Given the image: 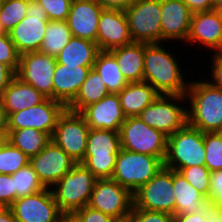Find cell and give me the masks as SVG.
<instances>
[{"instance_id":"12","label":"cell","mask_w":222,"mask_h":222,"mask_svg":"<svg viewBox=\"0 0 222 222\" xmlns=\"http://www.w3.org/2000/svg\"><path fill=\"white\" fill-rule=\"evenodd\" d=\"M48 21L43 7L35 0H28L26 16L8 32L19 54L39 51Z\"/></svg>"},{"instance_id":"17","label":"cell","mask_w":222,"mask_h":222,"mask_svg":"<svg viewBox=\"0 0 222 222\" xmlns=\"http://www.w3.org/2000/svg\"><path fill=\"white\" fill-rule=\"evenodd\" d=\"M29 163L46 188H53L52 186L77 164L53 140L36 156L31 157Z\"/></svg>"},{"instance_id":"40","label":"cell","mask_w":222,"mask_h":222,"mask_svg":"<svg viewBox=\"0 0 222 222\" xmlns=\"http://www.w3.org/2000/svg\"><path fill=\"white\" fill-rule=\"evenodd\" d=\"M132 222H174V216L165 212L132 208L128 216Z\"/></svg>"},{"instance_id":"27","label":"cell","mask_w":222,"mask_h":222,"mask_svg":"<svg viewBox=\"0 0 222 222\" xmlns=\"http://www.w3.org/2000/svg\"><path fill=\"white\" fill-rule=\"evenodd\" d=\"M160 94L147 82L128 83L119 93L120 104L126 117L138 116Z\"/></svg>"},{"instance_id":"26","label":"cell","mask_w":222,"mask_h":222,"mask_svg":"<svg viewBox=\"0 0 222 222\" xmlns=\"http://www.w3.org/2000/svg\"><path fill=\"white\" fill-rule=\"evenodd\" d=\"M128 83L142 82L144 76V42H132L110 50Z\"/></svg>"},{"instance_id":"43","label":"cell","mask_w":222,"mask_h":222,"mask_svg":"<svg viewBox=\"0 0 222 222\" xmlns=\"http://www.w3.org/2000/svg\"><path fill=\"white\" fill-rule=\"evenodd\" d=\"M73 214L80 222H114L116 220L112 216L92 209L89 206L78 209Z\"/></svg>"},{"instance_id":"7","label":"cell","mask_w":222,"mask_h":222,"mask_svg":"<svg viewBox=\"0 0 222 222\" xmlns=\"http://www.w3.org/2000/svg\"><path fill=\"white\" fill-rule=\"evenodd\" d=\"M119 134L122 149L156 156L164 162L168 137L148 126L139 116L126 117Z\"/></svg>"},{"instance_id":"31","label":"cell","mask_w":222,"mask_h":222,"mask_svg":"<svg viewBox=\"0 0 222 222\" xmlns=\"http://www.w3.org/2000/svg\"><path fill=\"white\" fill-rule=\"evenodd\" d=\"M93 69L99 73L109 93L118 94L128 84L110 51L98 52Z\"/></svg>"},{"instance_id":"42","label":"cell","mask_w":222,"mask_h":222,"mask_svg":"<svg viewBox=\"0 0 222 222\" xmlns=\"http://www.w3.org/2000/svg\"><path fill=\"white\" fill-rule=\"evenodd\" d=\"M209 205L222 207V170L211 172Z\"/></svg>"},{"instance_id":"37","label":"cell","mask_w":222,"mask_h":222,"mask_svg":"<svg viewBox=\"0 0 222 222\" xmlns=\"http://www.w3.org/2000/svg\"><path fill=\"white\" fill-rule=\"evenodd\" d=\"M195 189L209 197L211 171L204 166H191L177 170Z\"/></svg>"},{"instance_id":"45","label":"cell","mask_w":222,"mask_h":222,"mask_svg":"<svg viewBox=\"0 0 222 222\" xmlns=\"http://www.w3.org/2000/svg\"><path fill=\"white\" fill-rule=\"evenodd\" d=\"M136 0H97L103 9L124 11L129 8Z\"/></svg>"},{"instance_id":"53","label":"cell","mask_w":222,"mask_h":222,"mask_svg":"<svg viewBox=\"0 0 222 222\" xmlns=\"http://www.w3.org/2000/svg\"><path fill=\"white\" fill-rule=\"evenodd\" d=\"M8 141V131H0V148Z\"/></svg>"},{"instance_id":"25","label":"cell","mask_w":222,"mask_h":222,"mask_svg":"<svg viewBox=\"0 0 222 222\" xmlns=\"http://www.w3.org/2000/svg\"><path fill=\"white\" fill-rule=\"evenodd\" d=\"M173 192L175 193V215L200 212L209 205L208 198L195 189L178 171L174 170Z\"/></svg>"},{"instance_id":"56","label":"cell","mask_w":222,"mask_h":222,"mask_svg":"<svg viewBox=\"0 0 222 222\" xmlns=\"http://www.w3.org/2000/svg\"><path fill=\"white\" fill-rule=\"evenodd\" d=\"M217 10L220 13V16H221V19H222V6H220Z\"/></svg>"},{"instance_id":"20","label":"cell","mask_w":222,"mask_h":222,"mask_svg":"<svg viewBox=\"0 0 222 222\" xmlns=\"http://www.w3.org/2000/svg\"><path fill=\"white\" fill-rule=\"evenodd\" d=\"M102 6L97 0H72L67 24L72 36L96 43Z\"/></svg>"},{"instance_id":"46","label":"cell","mask_w":222,"mask_h":222,"mask_svg":"<svg viewBox=\"0 0 222 222\" xmlns=\"http://www.w3.org/2000/svg\"><path fill=\"white\" fill-rule=\"evenodd\" d=\"M174 222H208L207 208L193 214L174 215Z\"/></svg>"},{"instance_id":"30","label":"cell","mask_w":222,"mask_h":222,"mask_svg":"<svg viewBox=\"0 0 222 222\" xmlns=\"http://www.w3.org/2000/svg\"><path fill=\"white\" fill-rule=\"evenodd\" d=\"M8 141L29 158L36 156L51 141L48 133L33 128L8 129Z\"/></svg>"},{"instance_id":"10","label":"cell","mask_w":222,"mask_h":222,"mask_svg":"<svg viewBox=\"0 0 222 222\" xmlns=\"http://www.w3.org/2000/svg\"><path fill=\"white\" fill-rule=\"evenodd\" d=\"M133 42L161 43V0H136L124 10Z\"/></svg>"},{"instance_id":"13","label":"cell","mask_w":222,"mask_h":222,"mask_svg":"<svg viewBox=\"0 0 222 222\" xmlns=\"http://www.w3.org/2000/svg\"><path fill=\"white\" fill-rule=\"evenodd\" d=\"M87 206L114 219H124L131 214L133 194L117 181L97 179Z\"/></svg>"},{"instance_id":"48","label":"cell","mask_w":222,"mask_h":222,"mask_svg":"<svg viewBox=\"0 0 222 222\" xmlns=\"http://www.w3.org/2000/svg\"><path fill=\"white\" fill-rule=\"evenodd\" d=\"M192 13L212 10V0H183Z\"/></svg>"},{"instance_id":"47","label":"cell","mask_w":222,"mask_h":222,"mask_svg":"<svg viewBox=\"0 0 222 222\" xmlns=\"http://www.w3.org/2000/svg\"><path fill=\"white\" fill-rule=\"evenodd\" d=\"M14 76L15 73L6 64L0 62V97Z\"/></svg>"},{"instance_id":"32","label":"cell","mask_w":222,"mask_h":222,"mask_svg":"<svg viewBox=\"0 0 222 222\" xmlns=\"http://www.w3.org/2000/svg\"><path fill=\"white\" fill-rule=\"evenodd\" d=\"M39 52L56 57L72 38L67 21L49 20Z\"/></svg>"},{"instance_id":"11","label":"cell","mask_w":222,"mask_h":222,"mask_svg":"<svg viewBox=\"0 0 222 222\" xmlns=\"http://www.w3.org/2000/svg\"><path fill=\"white\" fill-rule=\"evenodd\" d=\"M89 126L79 112L65 109L55 127L53 140L73 160L81 163L87 149Z\"/></svg>"},{"instance_id":"50","label":"cell","mask_w":222,"mask_h":222,"mask_svg":"<svg viewBox=\"0 0 222 222\" xmlns=\"http://www.w3.org/2000/svg\"><path fill=\"white\" fill-rule=\"evenodd\" d=\"M8 130V115L5 111L2 98L0 97V131Z\"/></svg>"},{"instance_id":"14","label":"cell","mask_w":222,"mask_h":222,"mask_svg":"<svg viewBox=\"0 0 222 222\" xmlns=\"http://www.w3.org/2000/svg\"><path fill=\"white\" fill-rule=\"evenodd\" d=\"M56 57L39 51L20 54L18 70L15 76L22 82L37 89L47 98L53 99V74Z\"/></svg>"},{"instance_id":"23","label":"cell","mask_w":222,"mask_h":222,"mask_svg":"<svg viewBox=\"0 0 222 222\" xmlns=\"http://www.w3.org/2000/svg\"><path fill=\"white\" fill-rule=\"evenodd\" d=\"M93 66L56 64L53 74V100L66 107L74 100Z\"/></svg>"},{"instance_id":"34","label":"cell","mask_w":222,"mask_h":222,"mask_svg":"<svg viewBox=\"0 0 222 222\" xmlns=\"http://www.w3.org/2000/svg\"><path fill=\"white\" fill-rule=\"evenodd\" d=\"M28 0H2L0 24L5 33L11 31L25 16Z\"/></svg>"},{"instance_id":"33","label":"cell","mask_w":222,"mask_h":222,"mask_svg":"<svg viewBox=\"0 0 222 222\" xmlns=\"http://www.w3.org/2000/svg\"><path fill=\"white\" fill-rule=\"evenodd\" d=\"M12 176L14 180V189L16 190V199L46 189L30 163L12 174Z\"/></svg>"},{"instance_id":"19","label":"cell","mask_w":222,"mask_h":222,"mask_svg":"<svg viewBox=\"0 0 222 222\" xmlns=\"http://www.w3.org/2000/svg\"><path fill=\"white\" fill-rule=\"evenodd\" d=\"M90 129L119 131L126 119L118 94L110 93L79 112Z\"/></svg>"},{"instance_id":"3","label":"cell","mask_w":222,"mask_h":222,"mask_svg":"<svg viewBox=\"0 0 222 222\" xmlns=\"http://www.w3.org/2000/svg\"><path fill=\"white\" fill-rule=\"evenodd\" d=\"M97 178L83 164L77 163L51 189L63 214H71L88 205Z\"/></svg>"},{"instance_id":"44","label":"cell","mask_w":222,"mask_h":222,"mask_svg":"<svg viewBox=\"0 0 222 222\" xmlns=\"http://www.w3.org/2000/svg\"><path fill=\"white\" fill-rule=\"evenodd\" d=\"M212 78L213 85L222 89V50L213 53Z\"/></svg>"},{"instance_id":"8","label":"cell","mask_w":222,"mask_h":222,"mask_svg":"<svg viewBox=\"0 0 222 222\" xmlns=\"http://www.w3.org/2000/svg\"><path fill=\"white\" fill-rule=\"evenodd\" d=\"M183 100L186 102V96L159 95L138 116L148 126L169 137L188 124V108L175 104Z\"/></svg>"},{"instance_id":"49","label":"cell","mask_w":222,"mask_h":222,"mask_svg":"<svg viewBox=\"0 0 222 222\" xmlns=\"http://www.w3.org/2000/svg\"><path fill=\"white\" fill-rule=\"evenodd\" d=\"M207 221L222 222V207L207 206Z\"/></svg>"},{"instance_id":"28","label":"cell","mask_w":222,"mask_h":222,"mask_svg":"<svg viewBox=\"0 0 222 222\" xmlns=\"http://www.w3.org/2000/svg\"><path fill=\"white\" fill-rule=\"evenodd\" d=\"M99 51L97 43L72 36L56 56V62L64 65L94 66Z\"/></svg>"},{"instance_id":"9","label":"cell","mask_w":222,"mask_h":222,"mask_svg":"<svg viewBox=\"0 0 222 222\" xmlns=\"http://www.w3.org/2000/svg\"><path fill=\"white\" fill-rule=\"evenodd\" d=\"M133 208L175 215L173 170L162 167L146 184L133 193Z\"/></svg>"},{"instance_id":"18","label":"cell","mask_w":222,"mask_h":222,"mask_svg":"<svg viewBox=\"0 0 222 222\" xmlns=\"http://www.w3.org/2000/svg\"><path fill=\"white\" fill-rule=\"evenodd\" d=\"M132 42L124 11L103 9L98 22L96 39L99 50L110 51Z\"/></svg>"},{"instance_id":"4","label":"cell","mask_w":222,"mask_h":222,"mask_svg":"<svg viewBox=\"0 0 222 222\" xmlns=\"http://www.w3.org/2000/svg\"><path fill=\"white\" fill-rule=\"evenodd\" d=\"M120 145L119 131L90 129L83 164L97 179H111Z\"/></svg>"},{"instance_id":"24","label":"cell","mask_w":222,"mask_h":222,"mask_svg":"<svg viewBox=\"0 0 222 222\" xmlns=\"http://www.w3.org/2000/svg\"><path fill=\"white\" fill-rule=\"evenodd\" d=\"M7 115L24 110L44 102L47 97L33 86L14 76L2 95Z\"/></svg>"},{"instance_id":"21","label":"cell","mask_w":222,"mask_h":222,"mask_svg":"<svg viewBox=\"0 0 222 222\" xmlns=\"http://www.w3.org/2000/svg\"><path fill=\"white\" fill-rule=\"evenodd\" d=\"M192 12L183 0H161L162 41H187Z\"/></svg>"},{"instance_id":"5","label":"cell","mask_w":222,"mask_h":222,"mask_svg":"<svg viewBox=\"0 0 222 222\" xmlns=\"http://www.w3.org/2000/svg\"><path fill=\"white\" fill-rule=\"evenodd\" d=\"M205 165L204 133L189 124L167 138L164 167L177 171Z\"/></svg>"},{"instance_id":"16","label":"cell","mask_w":222,"mask_h":222,"mask_svg":"<svg viewBox=\"0 0 222 222\" xmlns=\"http://www.w3.org/2000/svg\"><path fill=\"white\" fill-rule=\"evenodd\" d=\"M9 208L16 222H59L63 214L50 188L18 198Z\"/></svg>"},{"instance_id":"2","label":"cell","mask_w":222,"mask_h":222,"mask_svg":"<svg viewBox=\"0 0 222 222\" xmlns=\"http://www.w3.org/2000/svg\"><path fill=\"white\" fill-rule=\"evenodd\" d=\"M188 124L203 133L222 132V89L210 81L190 82Z\"/></svg>"},{"instance_id":"29","label":"cell","mask_w":222,"mask_h":222,"mask_svg":"<svg viewBox=\"0 0 222 222\" xmlns=\"http://www.w3.org/2000/svg\"><path fill=\"white\" fill-rule=\"evenodd\" d=\"M109 93L99 73L91 68L87 78L80 87L74 100L67 106V109L80 112L86 106L100 101Z\"/></svg>"},{"instance_id":"39","label":"cell","mask_w":222,"mask_h":222,"mask_svg":"<svg viewBox=\"0 0 222 222\" xmlns=\"http://www.w3.org/2000/svg\"><path fill=\"white\" fill-rule=\"evenodd\" d=\"M46 11L48 20H67L72 0H35Z\"/></svg>"},{"instance_id":"57","label":"cell","mask_w":222,"mask_h":222,"mask_svg":"<svg viewBox=\"0 0 222 222\" xmlns=\"http://www.w3.org/2000/svg\"><path fill=\"white\" fill-rule=\"evenodd\" d=\"M4 208H6V207L0 203V212H1Z\"/></svg>"},{"instance_id":"58","label":"cell","mask_w":222,"mask_h":222,"mask_svg":"<svg viewBox=\"0 0 222 222\" xmlns=\"http://www.w3.org/2000/svg\"><path fill=\"white\" fill-rule=\"evenodd\" d=\"M2 33H5V32L3 31L1 24H0V34H2Z\"/></svg>"},{"instance_id":"55","label":"cell","mask_w":222,"mask_h":222,"mask_svg":"<svg viewBox=\"0 0 222 222\" xmlns=\"http://www.w3.org/2000/svg\"><path fill=\"white\" fill-rule=\"evenodd\" d=\"M114 222H132V220L129 217H127L124 219H116Z\"/></svg>"},{"instance_id":"36","label":"cell","mask_w":222,"mask_h":222,"mask_svg":"<svg viewBox=\"0 0 222 222\" xmlns=\"http://www.w3.org/2000/svg\"><path fill=\"white\" fill-rule=\"evenodd\" d=\"M205 166L211 171L222 170V132H205Z\"/></svg>"},{"instance_id":"35","label":"cell","mask_w":222,"mask_h":222,"mask_svg":"<svg viewBox=\"0 0 222 222\" xmlns=\"http://www.w3.org/2000/svg\"><path fill=\"white\" fill-rule=\"evenodd\" d=\"M30 162V158L7 141L0 148V174H14Z\"/></svg>"},{"instance_id":"15","label":"cell","mask_w":222,"mask_h":222,"mask_svg":"<svg viewBox=\"0 0 222 222\" xmlns=\"http://www.w3.org/2000/svg\"><path fill=\"white\" fill-rule=\"evenodd\" d=\"M67 107L56 100L47 98L33 107L8 115V129L33 128L53 136L58 118Z\"/></svg>"},{"instance_id":"22","label":"cell","mask_w":222,"mask_h":222,"mask_svg":"<svg viewBox=\"0 0 222 222\" xmlns=\"http://www.w3.org/2000/svg\"><path fill=\"white\" fill-rule=\"evenodd\" d=\"M186 42L200 43L215 51L222 50V19L217 9L192 14Z\"/></svg>"},{"instance_id":"38","label":"cell","mask_w":222,"mask_h":222,"mask_svg":"<svg viewBox=\"0 0 222 222\" xmlns=\"http://www.w3.org/2000/svg\"><path fill=\"white\" fill-rule=\"evenodd\" d=\"M20 54L8 33L0 34V62L6 64L14 73L18 70Z\"/></svg>"},{"instance_id":"41","label":"cell","mask_w":222,"mask_h":222,"mask_svg":"<svg viewBox=\"0 0 222 222\" xmlns=\"http://www.w3.org/2000/svg\"><path fill=\"white\" fill-rule=\"evenodd\" d=\"M15 200L16 190L14 189L13 176L0 174V203L5 207H10Z\"/></svg>"},{"instance_id":"1","label":"cell","mask_w":222,"mask_h":222,"mask_svg":"<svg viewBox=\"0 0 222 222\" xmlns=\"http://www.w3.org/2000/svg\"><path fill=\"white\" fill-rule=\"evenodd\" d=\"M178 62L161 43H144L143 81L160 95L186 96L190 83L184 81Z\"/></svg>"},{"instance_id":"6","label":"cell","mask_w":222,"mask_h":222,"mask_svg":"<svg viewBox=\"0 0 222 222\" xmlns=\"http://www.w3.org/2000/svg\"><path fill=\"white\" fill-rule=\"evenodd\" d=\"M163 166L164 162L156 156L135 153L121 148L111 179L133 194L139 187L152 179Z\"/></svg>"},{"instance_id":"54","label":"cell","mask_w":222,"mask_h":222,"mask_svg":"<svg viewBox=\"0 0 222 222\" xmlns=\"http://www.w3.org/2000/svg\"><path fill=\"white\" fill-rule=\"evenodd\" d=\"M222 6V0H212V10Z\"/></svg>"},{"instance_id":"52","label":"cell","mask_w":222,"mask_h":222,"mask_svg":"<svg viewBox=\"0 0 222 222\" xmlns=\"http://www.w3.org/2000/svg\"><path fill=\"white\" fill-rule=\"evenodd\" d=\"M59 222H80V220L73 214H62Z\"/></svg>"},{"instance_id":"51","label":"cell","mask_w":222,"mask_h":222,"mask_svg":"<svg viewBox=\"0 0 222 222\" xmlns=\"http://www.w3.org/2000/svg\"><path fill=\"white\" fill-rule=\"evenodd\" d=\"M0 222H16L13 212L9 207L0 212Z\"/></svg>"}]
</instances>
